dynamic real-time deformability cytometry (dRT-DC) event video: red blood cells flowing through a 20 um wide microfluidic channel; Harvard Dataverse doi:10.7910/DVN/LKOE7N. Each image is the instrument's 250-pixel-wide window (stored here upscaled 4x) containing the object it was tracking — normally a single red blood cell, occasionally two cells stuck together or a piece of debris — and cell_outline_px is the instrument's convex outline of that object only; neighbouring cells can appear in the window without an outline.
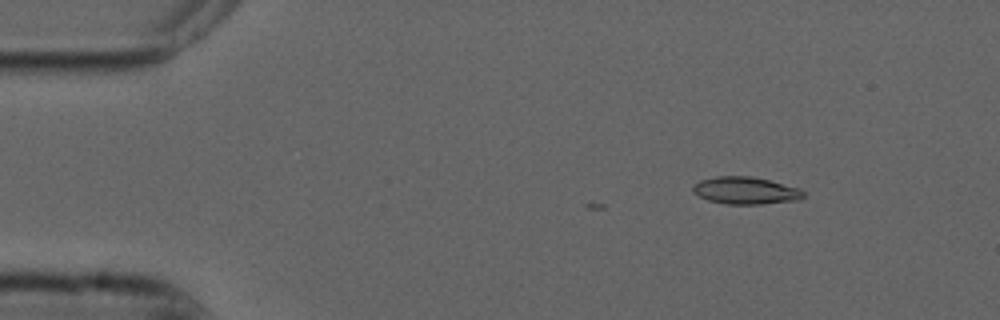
{"species": "common noctule bat (a hibernating species)", "species_latin": "Nyctalus noctula", "temperature_condition": "cold", "stored_images_in_passage": 4, "camera_frame_rate_fps": 3000, "um_per_image_px": 0.085, "animal": {"sex": "male", "forearm_length_mm": 52.5}, "frame": {"image": 1, "passage_image": 4, "time_ms": 1.0, "image_size_px": [1000, 320], "cell_outline_px": [[804, 196], [800, 200], [760, 204], [724, 204], [708, 200], [692, 192], [692, 188], [700, 180], [716, 176], [752, 176], [800, 188], [804, 192]], "centroid_in_image_um": [63.38, 16.2], "position_along_channel_um": 21.6, "area_um2": 17.57}}